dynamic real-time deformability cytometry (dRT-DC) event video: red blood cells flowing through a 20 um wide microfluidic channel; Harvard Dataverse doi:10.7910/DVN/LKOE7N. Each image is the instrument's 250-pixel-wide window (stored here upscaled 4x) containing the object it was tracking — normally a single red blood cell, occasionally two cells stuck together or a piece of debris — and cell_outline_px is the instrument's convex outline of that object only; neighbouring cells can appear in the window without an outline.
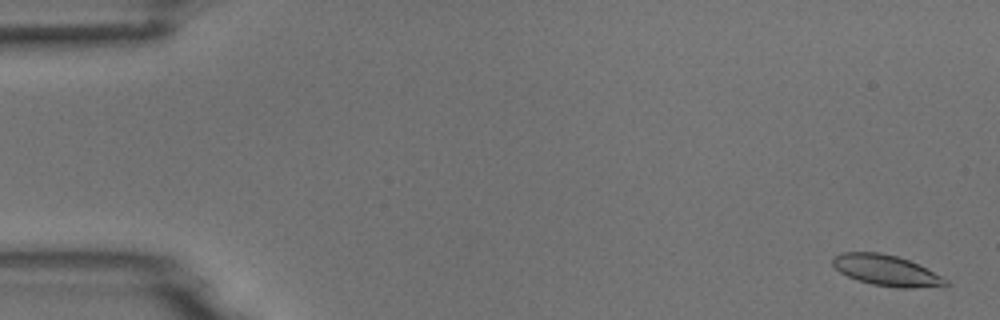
{"species": "common noctule bat (a hibernating species)", "species_latin": "Nyctalus noctula", "temperature_condition": "room temperature", "stored_images_in_passage": 55, "camera_frame_rate_fps": 3000, "um_per_image_px": 0.085, "animal": {"sex": "male", "body_mass_g": 18.8}, "frame": {"image": 1, "passage_image": 2, "time_ms": 0.333, "image_size_px": [1000, 320], "cell_outline_px": [[948, 284], [944, 288], [896, 288], [872, 284], [848, 276], [840, 272], [832, 264], [832, 256], [840, 252], [880, 252], [896, 256], [920, 264], [948, 280]], "centroid_in_image_um": [75.39, 23.0], "position_along_channel_um": 9.6, "area_um2": 20.63}}
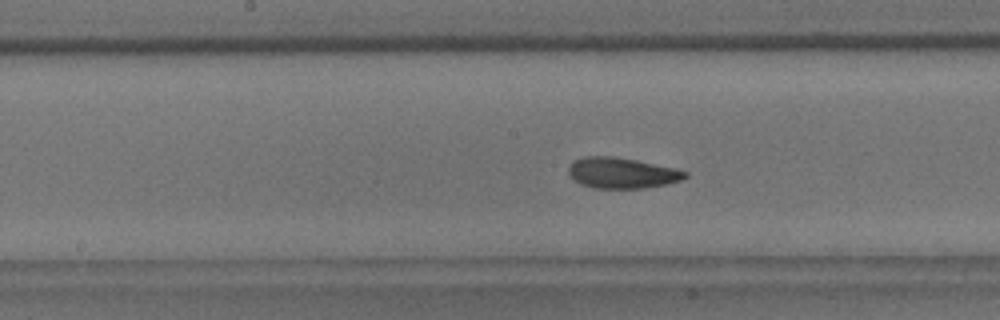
{"frame": {"image": 2, "passage_image": 28, "time_ms": 9.0, "image_size_px": [1000, 320], "cell_outline_px": [[688, 176], [680, 180], [664, 184], [644, 188], [592, 188], [580, 184], [572, 180], [568, 172], [568, 168], [572, 160], [584, 156], [612, 156], [636, 160], [676, 168], [688, 172]], "centroid_in_image_um": [52.81, 14.69], "position_along_channel_um": 195.4, "area_um2": 21.04}}
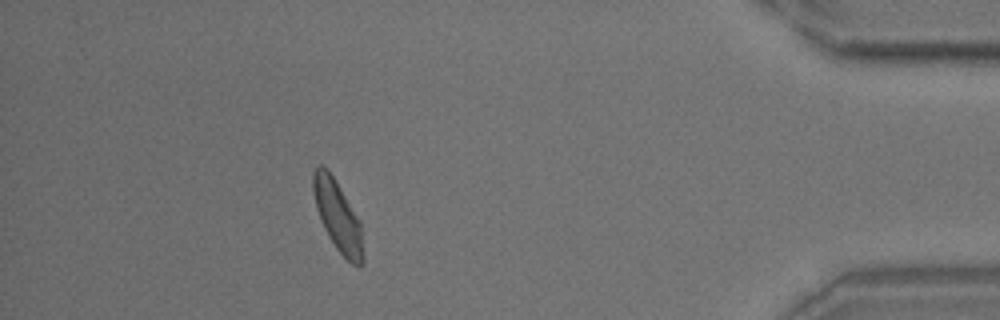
{"frame": {"image": 3, "passage_image": 49, "time_ms": 16.0, "image_size_px": [1000, 320], "cell_outline_px": [[364, 264], [352, 264], [336, 248], [328, 236], [324, 228], [316, 208], [312, 188], [312, 172], [320, 164], [328, 168], [360, 220], [364, 256]], "centroid_in_image_um": [28.7, 18.33], "position_along_channel_um": 406.5, "area_um2": 20.46}, "authors_computed_cell_mechanics": {"area_um2": 20.4612, "velocity_mm_per_s": 3.7238, "shape_relaxation_time_tau1_ms": 3.1487, "shape_relaxation_time_tau2_ms": 2.3144, "deformation_change_tau1": 0.1026, "deformation_change_tau2": 0.0833}}